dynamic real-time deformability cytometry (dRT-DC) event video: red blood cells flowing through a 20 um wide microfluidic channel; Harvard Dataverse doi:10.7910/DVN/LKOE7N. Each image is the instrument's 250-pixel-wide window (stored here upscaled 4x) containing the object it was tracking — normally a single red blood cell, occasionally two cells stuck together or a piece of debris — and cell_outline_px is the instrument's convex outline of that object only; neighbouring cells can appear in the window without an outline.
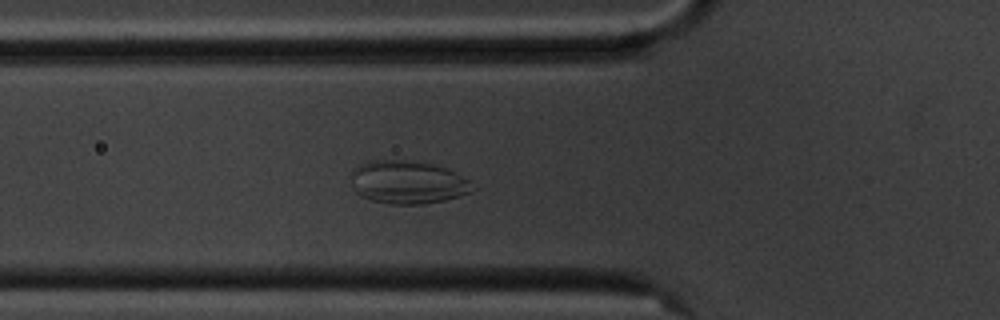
{"species": "common noctule bat (a hibernating species)", "species_latin": "Nyctalus noctula", "temperature_condition": "cold", "stored_images_in_passage": 54, "camera_frame_rate_fps": 3000, "um_per_image_px": 0.085, "animal": {"sex": "male", "body_mass_g": 20.1, "forearm_length_mm": 53.5}, "frame": {"image": 1, "passage_image": 17, "time_ms": 5.333, "image_size_px": [1000, 320], "cell_outline_px": [[476, 188], [472, 192], [460, 196], [444, 200], [424, 204], [388, 204], [372, 200], [360, 196], [352, 188], [348, 176], [348, 172], [352, 168], [368, 160], [404, 160], [432, 164], [448, 168], [468, 180]], "centroid_in_image_um": [34.59, 15.49], "position_along_channel_um": 91.2, "area_um2": 31.1}}
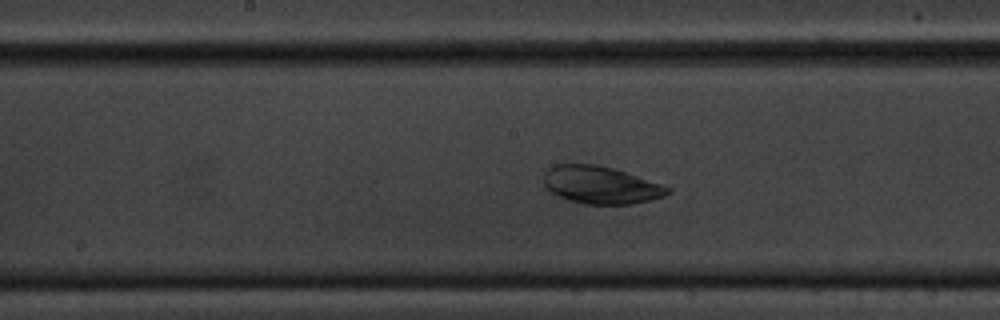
{"frame": {"image": 2, "passage_image": 26, "time_ms": 8.333, "image_size_px": [1000, 320], "cell_outline_px": [[672, 192], [664, 196], [632, 204], [584, 204], [568, 200], [544, 188], [544, 172], [548, 168], [556, 164], [596, 164], [612, 168], [672, 188]], "centroid_in_image_um": [51.03, 15.73], "position_along_channel_um": 197.2, "area_um2": 26.93}}
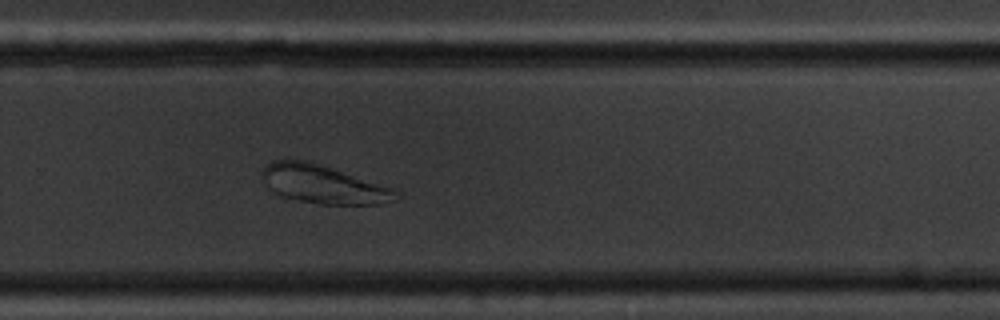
{"frame": {"image": 3, "passage_image": 35, "time_ms": 11.333, "image_size_px": [1000, 320], "cell_outline_px": [[404, 196], [380, 204], [320, 204], [280, 196], [272, 192], [260, 180], [260, 172], [272, 160], [308, 160], [396, 188]], "centroid_in_image_um": [27.49, 15.66], "position_along_channel_um": 302.3, "area_um2": 30.52}}